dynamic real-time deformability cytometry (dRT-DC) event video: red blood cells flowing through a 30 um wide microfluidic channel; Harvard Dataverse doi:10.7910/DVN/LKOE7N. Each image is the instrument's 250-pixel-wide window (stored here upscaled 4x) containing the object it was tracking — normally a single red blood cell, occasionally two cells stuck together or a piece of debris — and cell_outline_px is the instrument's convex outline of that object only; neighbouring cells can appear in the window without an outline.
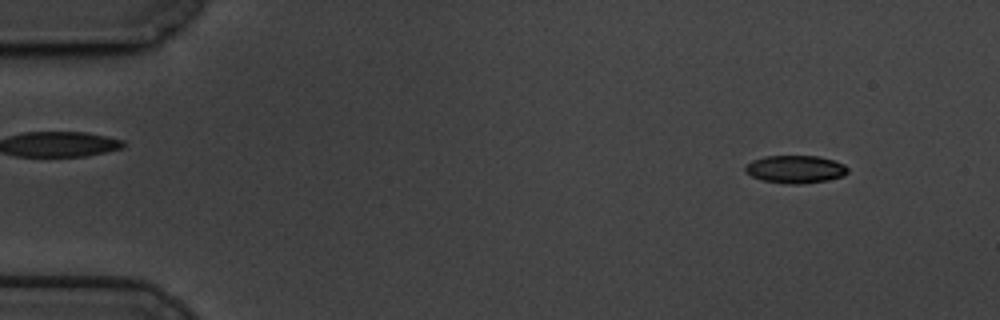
{"species": "common noctule bat (a hibernating species)", "species_latin": "Nyctalus noctula", "temperature_condition": "cold", "stored_images_in_passage": 59, "camera_frame_rate_fps": 3000, "um_per_image_px": 0.085, "animal": {"sex": "male", "body_mass_g": 19.5, "forearm_length_mm": 54.6}, "frame": {"image": 1, "passage_image": 6, "time_ms": 1.667, "image_size_px": [1000, 320], "cell_outline_px": [[848, 172], [844, 176], [828, 180], [800, 184], [788, 184], [764, 180], [752, 176], [744, 172], [744, 168], [752, 160], [764, 156], [820, 156], [844, 164], [848, 168]], "centroid_in_image_um": [67.62, 14.38], "position_along_channel_um": 17.4, "area_um2": 16.59}}
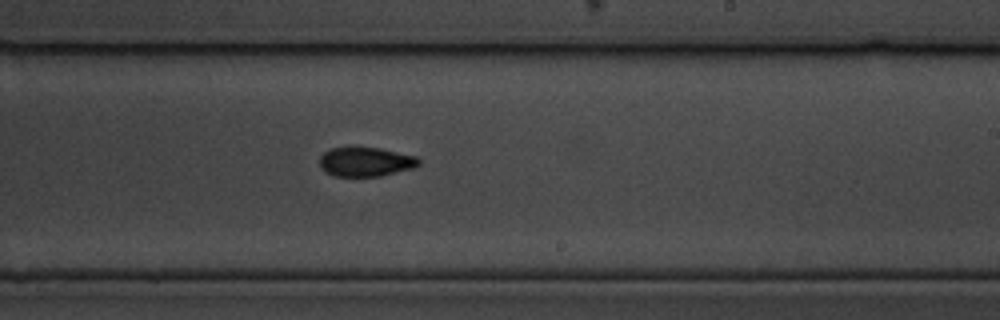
{"frame": {"image": 2, "passage_image": 36, "time_ms": 11.667, "image_size_px": [1000, 320], "cell_outline_px": [[420, 164], [412, 168], [380, 176], [332, 176], [324, 172], [320, 168], [320, 156], [324, 152], [332, 148], [348, 144], [352, 144], [380, 148], [416, 156], [420, 160]], "centroid_in_image_um": [31.01, 13.71], "position_along_channel_um": 258.0, "area_um2": 17.57}}
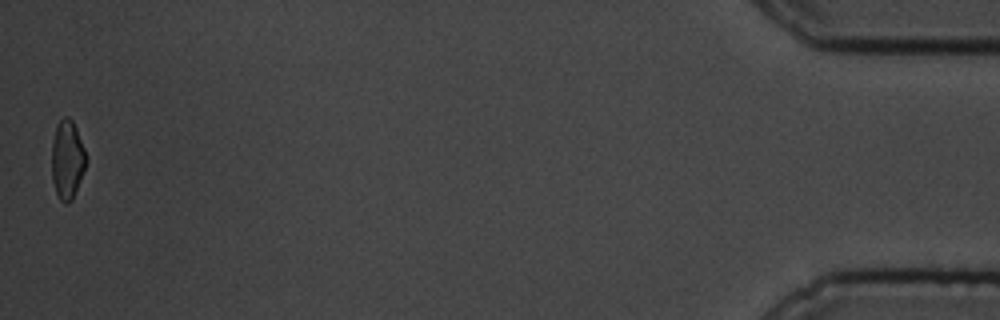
{"frame": {"image": 3, "passage_image": 59, "time_ms": 19.333, "image_size_px": [1000, 320], "cell_outline_px": [[88, 160], [72, 200], [68, 204], [64, 204], [60, 200], [56, 192], [52, 180], [52, 140], [56, 124], [64, 116], [68, 116], [72, 120], [76, 128], [88, 156]], "centroid_in_image_um": [5.72, 13.55], "position_along_channel_um": 429.5, "area_um2": 16.01}, "authors_computed_cell_mechanics": {"area_um2": 17.1666, "velocity_mm_per_s": 3.4067, "shape_relaxation_time_tau1_ms": 3.5444, "shape_relaxation_time_tau2_ms": 4.4355, "deformation_change_tau1": 0.1103, "deformation_change_tau2": 0.0956}}